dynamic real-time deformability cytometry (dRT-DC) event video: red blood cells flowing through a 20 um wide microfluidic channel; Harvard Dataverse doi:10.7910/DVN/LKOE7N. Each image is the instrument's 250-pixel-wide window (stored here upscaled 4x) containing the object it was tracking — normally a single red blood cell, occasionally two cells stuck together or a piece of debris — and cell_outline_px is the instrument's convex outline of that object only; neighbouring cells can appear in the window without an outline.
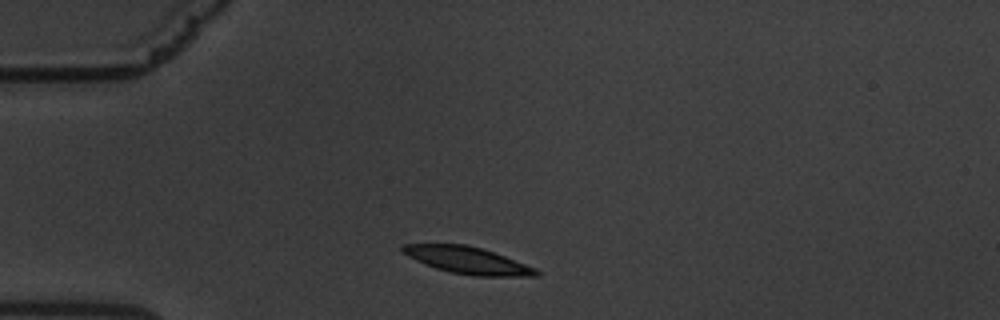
{"species": "common noctule bat (a hibernating species)", "species_latin": "Nyctalus noctula", "temperature_condition": "warm", "stored_images_in_passage": 49, "camera_frame_rate_fps": 3000, "um_per_image_px": 0.085, "animal": {"sex": "male", "body_mass_g": 19.5, "forearm_length_mm": 54.6}, "frame": {"image": 1, "passage_image": 4, "time_ms": 1.0, "image_size_px": [1000, 320], "cell_outline_px": [[540, 272], [536, 276], [472, 276], [452, 272], [436, 268], [416, 260], [408, 256], [400, 248], [404, 244], [464, 244], [484, 248], [536, 268]], "centroid_in_image_um": [39.77, 22.12], "position_along_channel_um": 45.2, "area_um2": 20.81}}
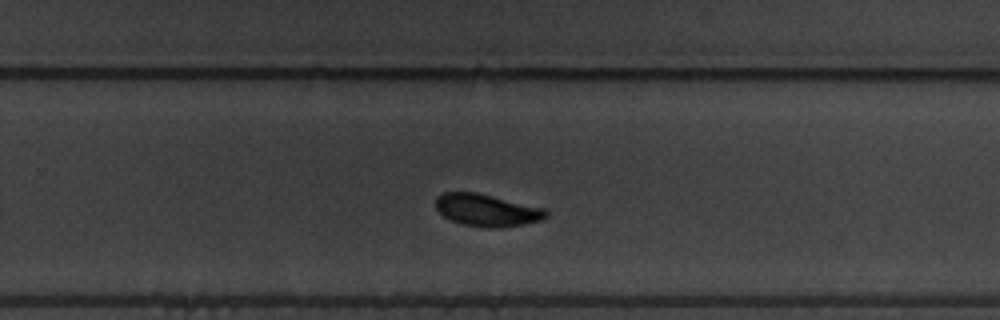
{"frame": {"image": 2, "passage_image": 28, "time_ms": 9.0, "image_size_px": [1000, 320], "cell_outline_px": [[548, 216], [544, 220], [524, 224], [492, 228], [460, 224], [444, 216], [436, 208], [436, 196], [444, 192], [476, 192], [548, 208]], "centroid_in_image_um": [41.44, 17.85], "position_along_channel_um": 288.4, "area_um2": 20.92}}
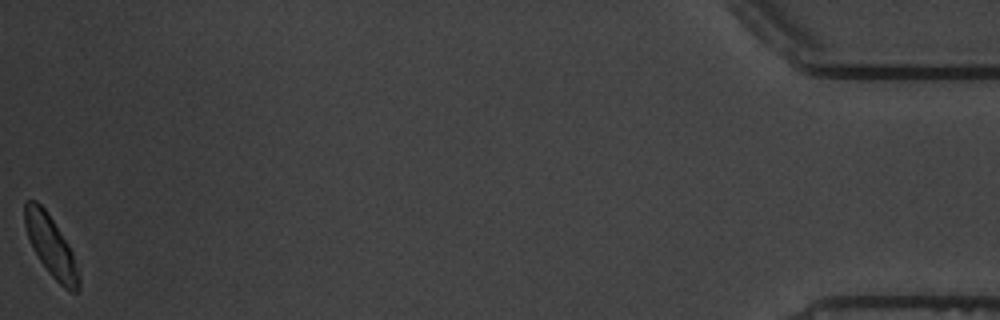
{"frame": {"image": 3, "passage_image": 49, "time_ms": 16.0, "image_size_px": [1000, 320], "cell_outline_px": [[80, 288], [76, 292], [72, 292], [64, 288], [48, 272], [40, 260], [28, 236], [24, 224], [24, 204], [28, 200], [36, 200], [48, 212], [68, 244], [72, 252], [80, 276]], "centroid_in_image_um": [4.34, 20.92], "position_along_channel_um": 430.9, "area_um2": 18.84}, "authors_computed_cell_mechanics": {"area_um2": 21.1548, "velocity_mm_per_s": 3.3314, "shape_relaxation_time_tau1_ms": 2.4202, "shape_relaxation_time_tau2_ms": 3.7674, "deformation_change_tau1": 0.1157, "deformation_change_tau2": 0.0907}}